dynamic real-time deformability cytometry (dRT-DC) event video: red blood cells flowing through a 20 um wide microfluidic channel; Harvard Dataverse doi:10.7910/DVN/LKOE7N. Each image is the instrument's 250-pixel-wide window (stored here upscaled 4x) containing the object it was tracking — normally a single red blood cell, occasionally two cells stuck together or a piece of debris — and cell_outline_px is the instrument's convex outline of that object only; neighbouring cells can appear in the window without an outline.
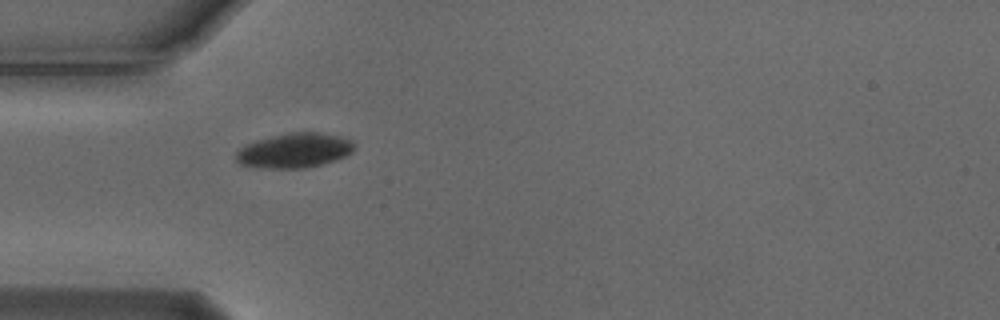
{"species": "Egyptian fruit bat (a non-hibernating species)", "species_latin": "Rousettus aegyptiacus", "temperature_condition": "cold", "stored_images_in_passage": 39, "camera_frame_rate_fps": 3000, "um_per_image_px": 0.085, "animal": {"sex": "male"}, "frame": {"image": 1, "passage_image": 1, "time_ms": 0.0, "image_size_px": [1000, 320], "cell_outline_px": [[356, 144], [352, 152], [336, 160], [320, 164], [300, 168], [260, 168], [240, 164], [236, 160], [236, 152], [240, 148], [256, 140], [288, 132], [320, 132], [340, 136], [352, 140]], "centroid_in_image_um": [25.04, 12.78], "position_along_channel_um": 60.0, "area_um2": 23.87}}
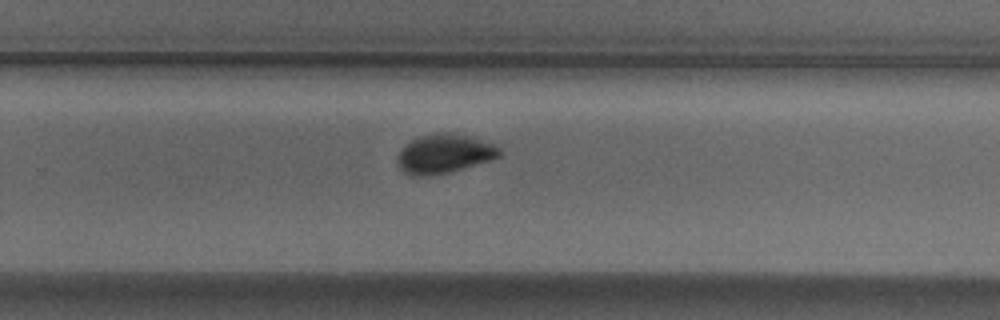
{"frame": {"image": 2, "passage_image": 20, "time_ms": 6.333, "image_size_px": [1000, 320], "cell_outline_px": [[504, 152], [500, 156], [492, 160], [448, 172], [424, 176], [412, 176], [404, 172], [396, 164], [396, 160], [400, 148], [404, 144], [420, 136], [444, 132], [448, 132], [468, 136], [492, 144], [500, 148]], "centroid_in_image_um": [37.73, 13.07], "position_along_channel_um": 292.1, "area_um2": 23.24}}
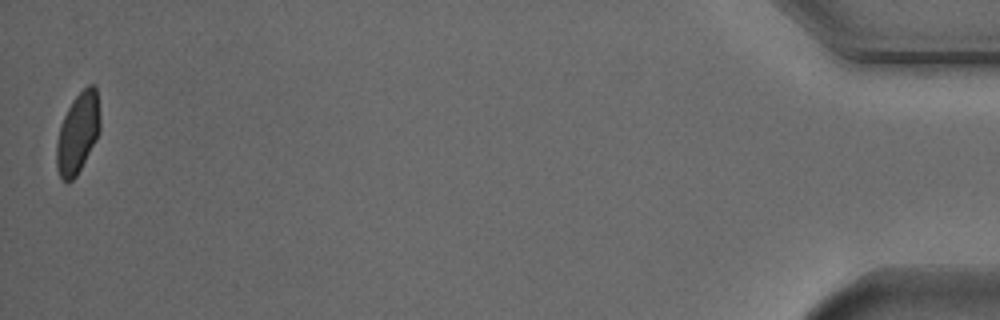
{"frame": {"image": 3, "passage_image": 39, "time_ms": 12.667, "image_size_px": [1000, 320], "cell_outline_px": [[100, 132], [96, 140], [76, 176], [68, 184], [60, 180], [56, 168], [56, 144], [60, 124], [72, 100], [88, 84], [92, 84], [96, 88], [100, 120]], "centroid_in_image_um": [6.59, 11.35], "position_along_channel_um": 428.6, "area_um2": 20.58}, "authors_computed_cell_mechanics": {"area_um2": 22.831, "velocity_mm_per_s": 3.7075, "shape_relaxation_time_tau1_ms": 3.0276, "shape_relaxation_time_tau2_ms": null, "deformation_change_tau1": 0.0913, "deformation_change_tau2": null}}